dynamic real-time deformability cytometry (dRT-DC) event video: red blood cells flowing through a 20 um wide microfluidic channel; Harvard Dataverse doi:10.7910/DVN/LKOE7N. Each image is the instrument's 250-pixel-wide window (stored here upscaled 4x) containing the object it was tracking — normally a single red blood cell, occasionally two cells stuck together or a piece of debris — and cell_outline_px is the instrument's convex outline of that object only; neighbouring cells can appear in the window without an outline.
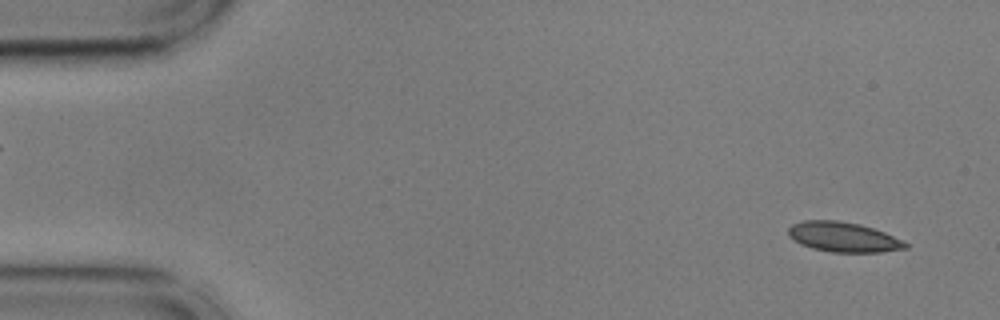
{"species": "common noctule bat (a hibernating species)", "species_latin": "Nyctalus noctula", "temperature_condition": "cold", "stored_images_in_passage": 54, "camera_frame_rate_fps": 3000, "um_per_image_px": 0.085, "animal": {"sex": "male", "body_mass_g": 17.9, "forearm_length_mm": 54.2}, "frame": {"image": 1, "passage_image": 3, "time_ms": 0.667, "image_size_px": [1000, 320], "cell_outline_px": [[908, 248], [880, 252], [832, 252], [812, 248], [800, 244], [792, 240], [788, 236], [788, 228], [792, 224], [804, 220], [836, 220], [860, 224], [884, 232], [904, 240], [908, 244]], "centroid_in_image_um": [71.67, 20.14], "position_along_channel_um": 13.3, "area_um2": 20.52}}
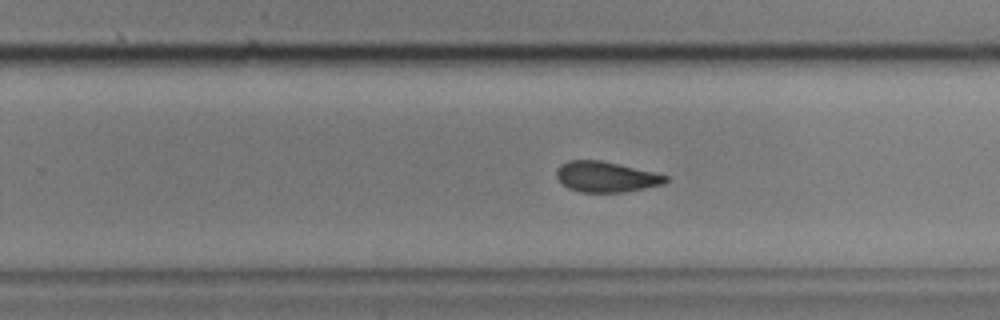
{"frame": {"image": 2, "passage_image": 34, "time_ms": 11.0, "image_size_px": [1000, 320], "cell_outline_px": [[668, 180], [664, 184], [624, 192], [580, 192], [568, 188], [560, 184], [556, 176], [556, 168], [560, 164], [568, 160], [600, 160], [652, 172], [668, 176]], "centroid_in_image_um": [51.44, 15.03], "position_along_channel_um": 278.4, "area_um2": 19.42}}
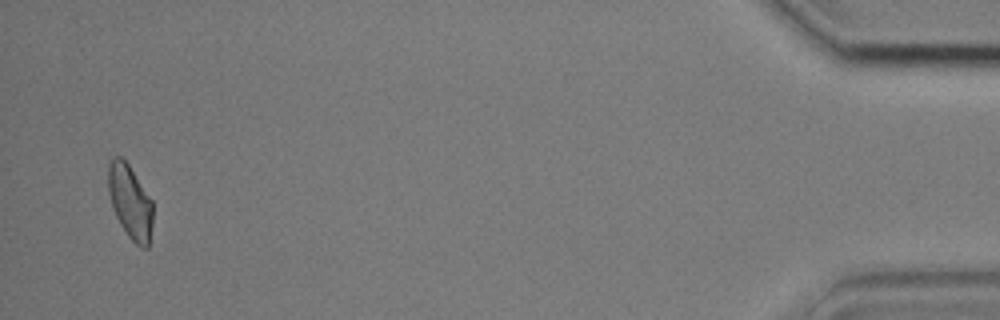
{"frame": {"image": 3, "passage_image": 53, "time_ms": 17.333, "image_size_px": [1000, 320], "cell_outline_px": [[152, 224], [148, 248], [140, 248], [128, 236], [120, 224], [112, 208], [108, 192], [108, 164], [116, 156], [120, 156], [128, 164], [152, 200]], "centroid_in_image_um": [11.05, 17.18], "position_along_channel_um": 424.1, "area_um2": 19.13}, "authors_computed_cell_mechanics": {"area_um2": 20.1722, "velocity_mm_per_s": 3.6121, "shape_relaxation_time_tau1_ms": null, "shape_relaxation_time_tau2_ms": 3.6387, "deformation_change_tau1": null, "deformation_change_tau2": 0.0937}}